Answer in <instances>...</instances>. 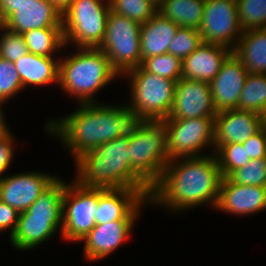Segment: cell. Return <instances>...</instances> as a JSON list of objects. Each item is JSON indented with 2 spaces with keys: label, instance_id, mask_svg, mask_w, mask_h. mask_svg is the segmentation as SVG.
Listing matches in <instances>:
<instances>
[{
  "label": "cell",
  "instance_id": "6da1fadb",
  "mask_svg": "<svg viewBox=\"0 0 266 266\" xmlns=\"http://www.w3.org/2000/svg\"><path fill=\"white\" fill-rule=\"evenodd\" d=\"M78 105L70 114L49 119L44 127L50 137L60 140L74 160L115 138H132L148 121L130 109L126 102L121 105L100 102Z\"/></svg>",
  "mask_w": 266,
  "mask_h": 266
},
{
  "label": "cell",
  "instance_id": "7a4b0ae2",
  "mask_svg": "<svg viewBox=\"0 0 266 266\" xmlns=\"http://www.w3.org/2000/svg\"><path fill=\"white\" fill-rule=\"evenodd\" d=\"M223 179L215 154L176 158L165 166L160 180L152 187L149 205L173 214L211 205L215 210Z\"/></svg>",
  "mask_w": 266,
  "mask_h": 266
},
{
  "label": "cell",
  "instance_id": "3957f363",
  "mask_svg": "<svg viewBox=\"0 0 266 266\" xmlns=\"http://www.w3.org/2000/svg\"><path fill=\"white\" fill-rule=\"evenodd\" d=\"M128 145L118 137L82 153L74 160V180L87 188L137 189L149 199L152 188L131 168Z\"/></svg>",
  "mask_w": 266,
  "mask_h": 266
},
{
  "label": "cell",
  "instance_id": "277c9868",
  "mask_svg": "<svg viewBox=\"0 0 266 266\" xmlns=\"http://www.w3.org/2000/svg\"><path fill=\"white\" fill-rule=\"evenodd\" d=\"M59 87L78 104L99 103L97 92L119 78L107 55L99 48H76L59 57Z\"/></svg>",
  "mask_w": 266,
  "mask_h": 266
},
{
  "label": "cell",
  "instance_id": "5b68a950",
  "mask_svg": "<svg viewBox=\"0 0 266 266\" xmlns=\"http://www.w3.org/2000/svg\"><path fill=\"white\" fill-rule=\"evenodd\" d=\"M65 181L57 178L26 210L19 213L15 232L9 237L16 250L31 251L62 232V197Z\"/></svg>",
  "mask_w": 266,
  "mask_h": 266
},
{
  "label": "cell",
  "instance_id": "8992f818",
  "mask_svg": "<svg viewBox=\"0 0 266 266\" xmlns=\"http://www.w3.org/2000/svg\"><path fill=\"white\" fill-rule=\"evenodd\" d=\"M121 77L129 80L130 101L126 105L130 109L148 121L167 118L174 102L177 82L146 72L141 66Z\"/></svg>",
  "mask_w": 266,
  "mask_h": 266
},
{
  "label": "cell",
  "instance_id": "52a82bcc",
  "mask_svg": "<svg viewBox=\"0 0 266 266\" xmlns=\"http://www.w3.org/2000/svg\"><path fill=\"white\" fill-rule=\"evenodd\" d=\"M109 12L110 4L102 0H73L62 14L65 47L99 48Z\"/></svg>",
  "mask_w": 266,
  "mask_h": 266
},
{
  "label": "cell",
  "instance_id": "ba28073f",
  "mask_svg": "<svg viewBox=\"0 0 266 266\" xmlns=\"http://www.w3.org/2000/svg\"><path fill=\"white\" fill-rule=\"evenodd\" d=\"M128 142L131 168L152 188L170 161L163 121H147Z\"/></svg>",
  "mask_w": 266,
  "mask_h": 266
},
{
  "label": "cell",
  "instance_id": "9c48e42d",
  "mask_svg": "<svg viewBox=\"0 0 266 266\" xmlns=\"http://www.w3.org/2000/svg\"><path fill=\"white\" fill-rule=\"evenodd\" d=\"M141 24L126 16L108 13L102 50L110 61L112 68L120 75L141 66Z\"/></svg>",
  "mask_w": 266,
  "mask_h": 266
},
{
  "label": "cell",
  "instance_id": "30bf717a",
  "mask_svg": "<svg viewBox=\"0 0 266 266\" xmlns=\"http://www.w3.org/2000/svg\"><path fill=\"white\" fill-rule=\"evenodd\" d=\"M162 121L166 129L170 160L202 157L214 153L215 118L164 119ZM207 147L210 148V154L203 153Z\"/></svg>",
  "mask_w": 266,
  "mask_h": 266
},
{
  "label": "cell",
  "instance_id": "8fae6325",
  "mask_svg": "<svg viewBox=\"0 0 266 266\" xmlns=\"http://www.w3.org/2000/svg\"><path fill=\"white\" fill-rule=\"evenodd\" d=\"M98 207V189L87 188L74 179L65 182L62 197V232L66 242H80L95 226Z\"/></svg>",
  "mask_w": 266,
  "mask_h": 266
},
{
  "label": "cell",
  "instance_id": "7c38bea8",
  "mask_svg": "<svg viewBox=\"0 0 266 266\" xmlns=\"http://www.w3.org/2000/svg\"><path fill=\"white\" fill-rule=\"evenodd\" d=\"M203 43L225 46L232 51L243 34L236 0H205L198 29Z\"/></svg>",
  "mask_w": 266,
  "mask_h": 266
},
{
  "label": "cell",
  "instance_id": "4fadbf2b",
  "mask_svg": "<svg viewBox=\"0 0 266 266\" xmlns=\"http://www.w3.org/2000/svg\"><path fill=\"white\" fill-rule=\"evenodd\" d=\"M58 177L40 170L1 176L0 200L19 213L26 211Z\"/></svg>",
  "mask_w": 266,
  "mask_h": 266
},
{
  "label": "cell",
  "instance_id": "5bb4252c",
  "mask_svg": "<svg viewBox=\"0 0 266 266\" xmlns=\"http://www.w3.org/2000/svg\"><path fill=\"white\" fill-rule=\"evenodd\" d=\"M210 83L180 78L175 87L174 102L166 119L215 118Z\"/></svg>",
  "mask_w": 266,
  "mask_h": 266
},
{
  "label": "cell",
  "instance_id": "9a60e30c",
  "mask_svg": "<svg viewBox=\"0 0 266 266\" xmlns=\"http://www.w3.org/2000/svg\"><path fill=\"white\" fill-rule=\"evenodd\" d=\"M146 204L149 205V199L137 189H98L96 225L113 221H137L141 207Z\"/></svg>",
  "mask_w": 266,
  "mask_h": 266
},
{
  "label": "cell",
  "instance_id": "2e32d148",
  "mask_svg": "<svg viewBox=\"0 0 266 266\" xmlns=\"http://www.w3.org/2000/svg\"><path fill=\"white\" fill-rule=\"evenodd\" d=\"M215 209L241 217L262 212L266 210V187L236 184L223 177Z\"/></svg>",
  "mask_w": 266,
  "mask_h": 266
},
{
  "label": "cell",
  "instance_id": "e0dca14e",
  "mask_svg": "<svg viewBox=\"0 0 266 266\" xmlns=\"http://www.w3.org/2000/svg\"><path fill=\"white\" fill-rule=\"evenodd\" d=\"M248 70L232 53L210 82L213 105L218 112L237 109Z\"/></svg>",
  "mask_w": 266,
  "mask_h": 266
},
{
  "label": "cell",
  "instance_id": "ac0fdd59",
  "mask_svg": "<svg viewBox=\"0 0 266 266\" xmlns=\"http://www.w3.org/2000/svg\"><path fill=\"white\" fill-rule=\"evenodd\" d=\"M136 221H113L96 225L80 242L86 261H99L118 250L130 238Z\"/></svg>",
  "mask_w": 266,
  "mask_h": 266
},
{
  "label": "cell",
  "instance_id": "d6986e66",
  "mask_svg": "<svg viewBox=\"0 0 266 266\" xmlns=\"http://www.w3.org/2000/svg\"><path fill=\"white\" fill-rule=\"evenodd\" d=\"M214 152L224 144L243 143L262 128V115L237 109L215 116Z\"/></svg>",
  "mask_w": 266,
  "mask_h": 266
},
{
  "label": "cell",
  "instance_id": "ffe728a7",
  "mask_svg": "<svg viewBox=\"0 0 266 266\" xmlns=\"http://www.w3.org/2000/svg\"><path fill=\"white\" fill-rule=\"evenodd\" d=\"M232 53L225 46L202 43L182 60V78L210 83Z\"/></svg>",
  "mask_w": 266,
  "mask_h": 266
},
{
  "label": "cell",
  "instance_id": "44dd1931",
  "mask_svg": "<svg viewBox=\"0 0 266 266\" xmlns=\"http://www.w3.org/2000/svg\"><path fill=\"white\" fill-rule=\"evenodd\" d=\"M3 26L20 34L32 29L62 27V14L47 0H33L18 7L3 22Z\"/></svg>",
  "mask_w": 266,
  "mask_h": 266
},
{
  "label": "cell",
  "instance_id": "7402d4cb",
  "mask_svg": "<svg viewBox=\"0 0 266 266\" xmlns=\"http://www.w3.org/2000/svg\"><path fill=\"white\" fill-rule=\"evenodd\" d=\"M59 57L27 53L14 62L23 89L57 84L59 86Z\"/></svg>",
  "mask_w": 266,
  "mask_h": 266
},
{
  "label": "cell",
  "instance_id": "603a6c76",
  "mask_svg": "<svg viewBox=\"0 0 266 266\" xmlns=\"http://www.w3.org/2000/svg\"><path fill=\"white\" fill-rule=\"evenodd\" d=\"M178 25L156 13L141 24V63L145 58L168 53V46L176 35Z\"/></svg>",
  "mask_w": 266,
  "mask_h": 266
},
{
  "label": "cell",
  "instance_id": "cb8c5ba5",
  "mask_svg": "<svg viewBox=\"0 0 266 266\" xmlns=\"http://www.w3.org/2000/svg\"><path fill=\"white\" fill-rule=\"evenodd\" d=\"M233 54L248 73L266 74V28L243 31Z\"/></svg>",
  "mask_w": 266,
  "mask_h": 266
},
{
  "label": "cell",
  "instance_id": "d4e9b609",
  "mask_svg": "<svg viewBox=\"0 0 266 266\" xmlns=\"http://www.w3.org/2000/svg\"><path fill=\"white\" fill-rule=\"evenodd\" d=\"M205 0H161L157 12L179 27L199 29Z\"/></svg>",
  "mask_w": 266,
  "mask_h": 266
},
{
  "label": "cell",
  "instance_id": "484cf974",
  "mask_svg": "<svg viewBox=\"0 0 266 266\" xmlns=\"http://www.w3.org/2000/svg\"><path fill=\"white\" fill-rule=\"evenodd\" d=\"M29 53L45 57H56L65 51L62 27L32 29L23 34Z\"/></svg>",
  "mask_w": 266,
  "mask_h": 266
},
{
  "label": "cell",
  "instance_id": "4316f807",
  "mask_svg": "<svg viewBox=\"0 0 266 266\" xmlns=\"http://www.w3.org/2000/svg\"><path fill=\"white\" fill-rule=\"evenodd\" d=\"M266 109V74L248 73L237 110L262 115Z\"/></svg>",
  "mask_w": 266,
  "mask_h": 266
},
{
  "label": "cell",
  "instance_id": "83f0119b",
  "mask_svg": "<svg viewBox=\"0 0 266 266\" xmlns=\"http://www.w3.org/2000/svg\"><path fill=\"white\" fill-rule=\"evenodd\" d=\"M110 10L144 24L157 13L158 4L153 0H112Z\"/></svg>",
  "mask_w": 266,
  "mask_h": 266
},
{
  "label": "cell",
  "instance_id": "f1b7e54d",
  "mask_svg": "<svg viewBox=\"0 0 266 266\" xmlns=\"http://www.w3.org/2000/svg\"><path fill=\"white\" fill-rule=\"evenodd\" d=\"M214 154L223 177H229L235 170L251 161L242 143L221 145Z\"/></svg>",
  "mask_w": 266,
  "mask_h": 266
},
{
  "label": "cell",
  "instance_id": "f546056e",
  "mask_svg": "<svg viewBox=\"0 0 266 266\" xmlns=\"http://www.w3.org/2000/svg\"><path fill=\"white\" fill-rule=\"evenodd\" d=\"M141 67L146 72L175 82L182 78V60L168 53L145 58Z\"/></svg>",
  "mask_w": 266,
  "mask_h": 266
},
{
  "label": "cell",
  "instance_id": "4dcf8cb0",
  "mask_svg": "<svg viewBox=\"0 0 266 266\" xmlns=\"http://www.w3.org/2000/svg\"><path fill=\"white\" fill-rule=\"evenodd\" d=\"M243 31L266 28V0H236Z\"/></svg>",
  "mask_w": 266,
  "mask_h": 266
},
{
  "label": "cell",
  "instance_id": "1f68e13d",
  "mask_svg": "<svg viewBox=\"0 0 266 266\" xmlns=\"http://www.w3.org/2000/svg\"><path fill=\"white\" fill-rule=\"evenodd\" d=\"M22 82L14 62L0 58V110L4 104L23 91Z\"/></svg>",
  "mask_w": 266,
  "mask_h": 266
},
{
  "label": "cell",
  "instance_id": "d6a6232c",
  "mask_svg": "<svg viewBox=\"0 0 266 266\" xmlns=\"http://www.w3.org/2000/svg\"><path fill=\"white\" fill-rule=\"evenodd\" d=\"M202 43L198 29L178 27L176 35L168 46V54L174 55L183 60Z\"/></svg>",
  "mask_w": 266,
  "mask_h": 266
},
{
  "label": "cell",
  "instance_id": "836d02e7",
  "mask_svg": "<svg viewBox=\"0 0 266 266\" xmlns=\"http://www.w3.org/2000/svg\"><path fill=\"white\" fill-rule=\"evenodd\" d=\"M229 178L236 184L266 187V157L251 160L235 170Z\"/></svg>",
  "mask_w": 266,
  "mask_h": 266
},
{
  "label": "cell",
  "instance_id": "e575fe53",
  "mask_svg": "<svg viewBox=\"0 0 266 266\" xmlns=\"http://www.w3.org/2000/svg\"><path fill=\"white\" fill-rule=\"evenodd\" d=\"M27 53L29 52L23 34L2 26L0 28V58L15 62Z\"/></svg>",
  "mask_w": 266,
  "mask_h": 266
},
{
  "label": "cell",
  "instance_id": "d590c367",
  "mask_svg": "<svg viewBox=\"0 0 266 266\" xmlns=\"http://www.w3.org/2000/svg\"><path fill=\"white\" fill-rule=\"evenodd\" d=\"M10 128L0 137V177L5 175L15 157V137Z\"/></svg>",
  "mask_w": 266,
  "mask_h": 266
},
{
  "label": "cell",
  "instance_id": "8d00e7d4",
  "mask_svg": "<svg viewBox=\"0 0 266 266\" xmlns=\"http://www.w3.org/2000/svg\"><path fill=\"white\" fill-rule=\"evenodd\" d=\"M251 160L266 157V130L261 128L256 134L242 143Z\"/></svg>",
  "mask_w": 266,
  "mask_h": 266
},
{
  "label": "cell",
  "instance_id": "74e56055",
  "mask_svg": "<svg viewBox=\"0 0 266 266\" xmlns=\"http://www.w3.org/2000/svg\"><path fill=\"white\" fill-rule=\"evenodd\" d=\"M19 212L0 200V232L8 229L9 237L15 232L18 224Z\"/></svg>",
  "mask_w": 266,
  "mask_h": 266
},
{
  "label": "cell",
  "instance_id": "f35d334b",
  "mask_svg": "<svg viewBox=\"0 0 266 266\" xmlns=\"http://www.w3.org/2000/svg\"><path fill=\"white\" fill-rule=\"evenodd\" d=\"M33 0H0V18L4 22L18 7L29 4Z\"/></svg>",
  "mask_w": 266,
  "mask_h": 266
},
{
  "label": "cell",
  "instance_id": "ab89813d",
  "mask_svg": "<svg viewBox=\"0 0 266 266\" xmlns=\"http://www.w3.org/2000/svg\"><path fill=\"white\" fill-rule=\"evenodd\" d=\"M47 1L53 4L54 7L60 12V14H63L69 8V5L73 0H47Z\"/></svg>",
  "mask_w": 266,
  "mask_h": 266
},
{
  "label": "cell",
  "instance_id": "60d3db41",
  "mask_svg": "<svg viewBox=\"0 0 266 266\" xmlns=\"http://www.w3.org/2000/svg\"><path fill=\"white\" fill-rule=\"evenodd\" d=\"M9 129L7 125L4 110L0 111V137Z\"/></svg>",
  "mask_w": 266,
  "mask_h": 266
},
{
  "label": "cell",
  "instance_id": "b9f144b4",
  "mask_svg": "<svg viewBox=\"0 0 266 266\" xmlns=\"http://www.w3.org/2000/svg\"><path fill=\"white\" fill-rule=\"evenodd\" d=\"M262 128L266 130V109L262 114Z\"/></svg>",
  "mask_w": 266,
  "mask_h": 266
},
{
  "label": "cell",
  "instance_id": "7bdbcfd3",
  "mask_svg": "<svg viewBox=\"0 0 266 266\" xmlns=\"http://www.w3.org/2000/svg\"><path fill=\"white\" fill-rule=\"evenodd\" d=\"M102 1H104V2H106V3H108V4H110L112 0H102Z\"/></svg>",
  "mask_w": 266,
  "mask_h": 266
},
{
  "label": "cell",
  "instance_id": "ee69618b",
  "mask_svg": "<svg viewBox=\"0 0 266 266\" xmlns=\"http://www.w3.org/2000/svg\"><path fill=\"white\" fill-rule=\"evenodd\" d=\"M3 26V22H2V20H1V18H0V28Z\"/></svg>",
  "mask_w": 266,
  "mask_h": 266
},
{
  "label": "cell",
  "instance_id": "f6af8a7d",
  "mask_svg": "<svg viewBox=\"0 0 266 266\" xmlns=\"http://www.w3.org/2000/svg\"><path fill=\"white\" fill-rule=\"evenodd\" d=\"M154 2H156L157 4L161 1V0H153Z\"/></svg>",
  "mask_w": 266,
  "mask_h": 266
}]
</instances>
